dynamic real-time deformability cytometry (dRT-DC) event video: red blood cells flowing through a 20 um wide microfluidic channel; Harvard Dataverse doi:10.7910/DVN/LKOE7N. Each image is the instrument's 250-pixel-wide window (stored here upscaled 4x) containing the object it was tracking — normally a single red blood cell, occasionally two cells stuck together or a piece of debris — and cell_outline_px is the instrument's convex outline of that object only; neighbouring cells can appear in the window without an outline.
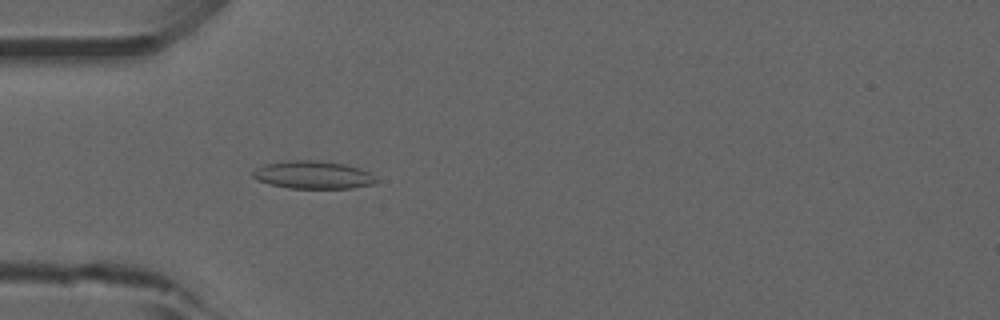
{"species": "common noctule bat (a hibernating species)", "species_latin": "Nyctalus noctula", "temperature_condition": "room temperature", "stored_images_in_passage": 53, "camera_frame_rate_fps": 3000, "um_per_image_px": 0.085, "animal": {"sex": "male", "forearm_length_mm": 52.5}, "frame": {"image": 1, "passage_image": 16, "time_ms": 5.0, "image_size_px": [1000, 320], "cell_outline_px": [[380, 180], [372, 184], [352, 188], [288, 188], [268, 184], [256, 180], [252, 176], [252, 172], [256, 168], [264, 164], [288, 160], [312, 160], [344, 164], [360, 168], [368, 172]], "centroid_in_image_um": [26.58, 14.87], "position_along_channel_um": 58.4, "area_um2": 20.06}}
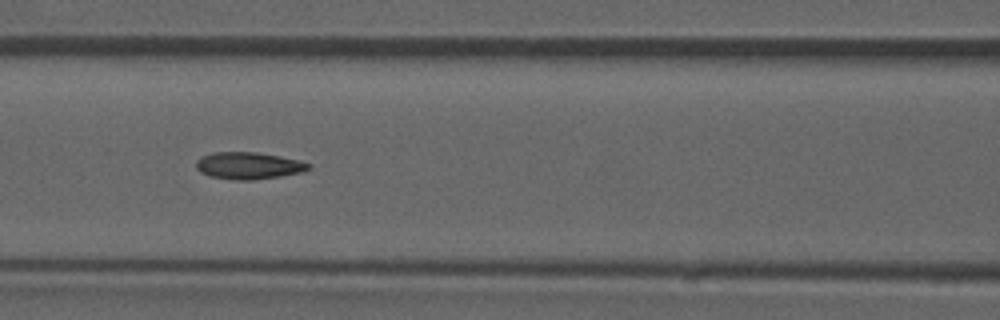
{"frame": {"image": 2, "passage_image": 23, "time_ms": 7.333, "image_size_px": [1000, 320], "cell_outline_px": [[312, 168], [304, 172], [280, 176], [252, 180], [236, 180], [208, 176], [200, 172], [196, 168], [196, 160], [200, 156], [212, 152], [256, 152], [280, 156], [312, 164]], "centroid_in_image_um": [21.11, 14.08], "position_along_channel_um": 145.5, "area_um2": 17.86}, "authors_computed_cell_mechanics": {"area_um2": 17.4556, "velocity_mm_per_s": 3.8783, "shape_relaxation_time_tau1_ms": 10.8675, "shape_relaxation_time_tau2_ms": 2.5304, "deformation_change_tau1": 0.2322, "deformation_change_tau2": 0.0917}}